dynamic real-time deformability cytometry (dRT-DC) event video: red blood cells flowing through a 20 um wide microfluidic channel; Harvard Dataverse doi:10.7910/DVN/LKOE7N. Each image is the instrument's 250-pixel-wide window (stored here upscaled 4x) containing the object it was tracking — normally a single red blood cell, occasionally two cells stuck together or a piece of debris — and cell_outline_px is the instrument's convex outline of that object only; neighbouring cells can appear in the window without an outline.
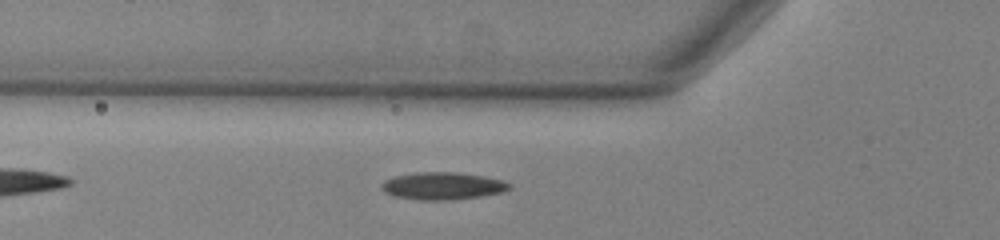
{"species": "common noctule bat (a hibernating species)", "species_latin": "Nyctalus noctula", "temperature_condition": "warm", "stored_images_in_passage": 30, "camera_frame_rate_fps": 3000, "um_per_image_px": 0.085, "animal": {"sex": "male", "body_mass_g": 13.0, "forearm_length_mm": 53.1}, "frame": {"image": 1, "passage_image": 2, "time_ms": 0.333, "image_size_px": [1000, 240], "cell_outline_px": [[512, 188], [504, 192], [480, 196], [452, 200], [420, 200], [392, 196], [384, 192], [380, 188], [380, 184], [384, 180], [396, 176], [416, 172], [456, 172], [484, 176], [500, 180], [512, 184]], "centroid_in_image_um": [37.6, 15.81], "position_along_channel_um": 88.2, "area_um2": 20.58}}
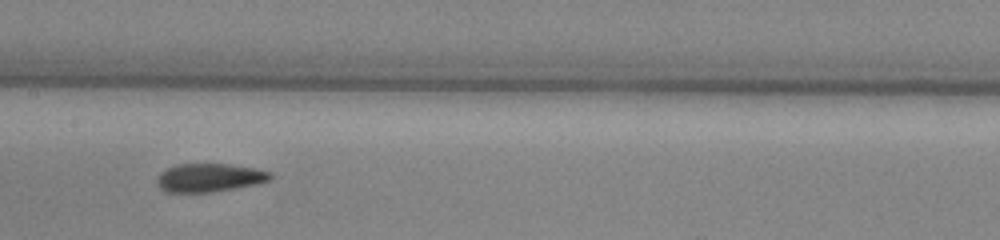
{"frame": {"image": 2, "passage_image": 10, "time_ms": 3.0, "image_size_px": [1000, 240], "cell_outline_px": [[272, 176], [268, 180], [256, 184], [212, 192], [164, 192], [156, 184], [156, 180], [160, 172], [176, 164], [228, 164], [256, 168], [272, 172]], "centroid_in_image_um": [17.77, 15.1], "position_along_channel_um": 189.6, "area_um2": 18.79}}
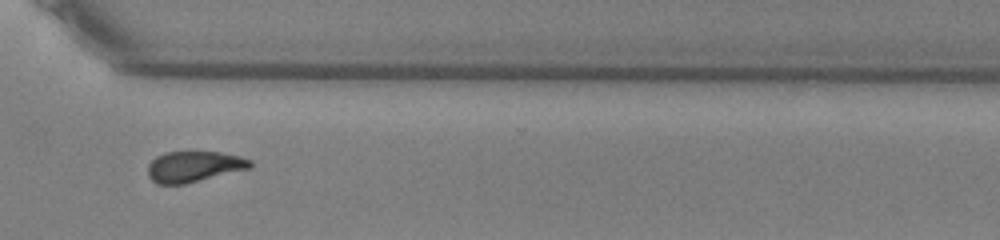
{"frame": {"image": 3, "passage_image": 23, "time_ms": 7.333, "image_size_px": [1000, 240], "cell_outline_px": [[252, 164], [248, 168], [184, 184], [156, 184], [148, 176], [148, 164], [156, 156], [164, 152], [220, 152], [240, 156], [252, 160]], "centroid_in_image_um": [16.44, 14.15], "position_along_channel_um": 354.2, "area_um2": 18.21}}